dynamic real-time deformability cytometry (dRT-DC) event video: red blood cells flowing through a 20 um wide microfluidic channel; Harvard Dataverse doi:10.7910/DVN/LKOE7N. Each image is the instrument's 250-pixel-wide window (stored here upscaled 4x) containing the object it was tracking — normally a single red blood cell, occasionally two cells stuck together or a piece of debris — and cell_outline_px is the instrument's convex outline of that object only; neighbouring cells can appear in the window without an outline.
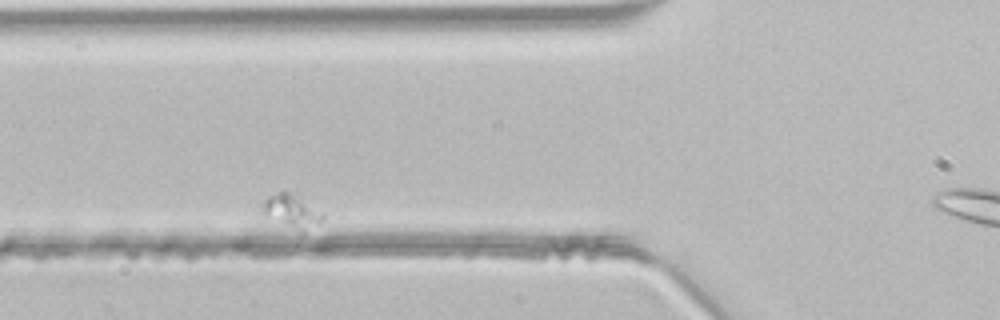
{"species": "common noctule bat (a hibernating species)", "species_latin": "Nyctalus noctula", "temperature_condition": "room temperature", "stored_images_in_passage": 46, "camera_frame_rate_fps": 3000, "um_per_image_px": 0.085, "animal": {"sex": "male", "body_mass_g": 21.5, "forearm_length_mm": 52.0}, "frame": {"image": 1, "passage_image": 8, "time_ms": 2.333, "image_size_px": [1000, 320], "cell_outline_px": [[324, 220], [320, 224], [300, 236], [264, 216], [260, 208], [264, 200], [268, 196], [276, 192], [292, 192], [324, 212]], "centroid_in_image_um": [24.82, 18.05], "position_along_channel_um": 101.0, "area_um2": 12.83}}